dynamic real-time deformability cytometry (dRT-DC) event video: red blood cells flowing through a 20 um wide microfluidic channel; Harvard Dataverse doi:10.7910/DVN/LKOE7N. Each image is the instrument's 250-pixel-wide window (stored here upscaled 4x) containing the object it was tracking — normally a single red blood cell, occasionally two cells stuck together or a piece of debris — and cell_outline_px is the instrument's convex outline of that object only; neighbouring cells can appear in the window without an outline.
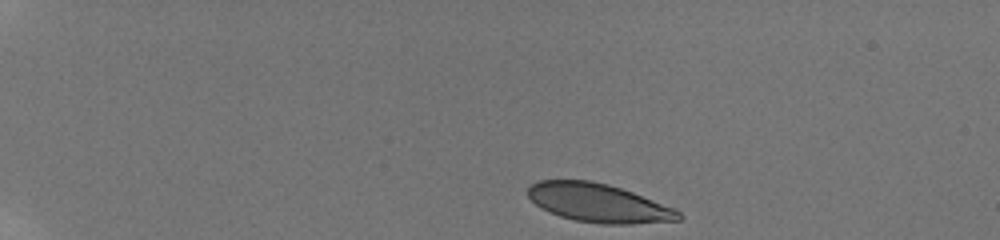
{"species": "human", "species_latin": "Homo sapiens", "temperature_condition": "room temperature", "stored_images_in_passage": 26, "camera_frame_rate_fps": 3000, "um_per_image_px": 0.085, "donor": {"sex": "male"}, "frame": {"image": 1, "passage_image": 1, "time_ms": 0.0, "image_size_px": [1000, 240], "cell_outline_px": [[684, 216], [680, 220], [632, 224], [600, 224], [576, 220], [560, 216], [540, 208], [528, 196], [528, 188], [532, 184], [540, 180], [588, 180], [608, 184], [632, 192], [676, 208]], "centroid_in_image_um": [50.9, 17.26], "position_along_channel_um": 34.1, "area_um2": 33.87}}
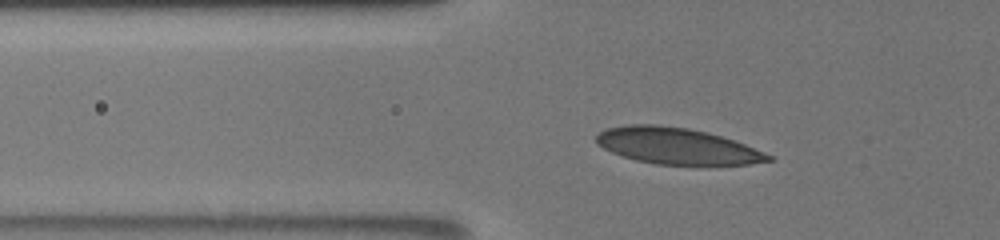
{"frame": {"image": 2, "passage_image": 18, "time_ms": 3.333, "image_size_px": [1000, 240], "cell_outline_px": [[776, 160], [748, 164], [656, 164], [636, 160], [612, 152], [596, 144], [596, 136], [600, 132], [608, 128], [628, 124], [660, 124], [688, 128], [708, 132], [744, 144], [764, 152], [772, 156]], "centroid_in_image_um": [57.52, 12.4], "position_along_channel_um": 68.3, "area_um2": 36.07}}
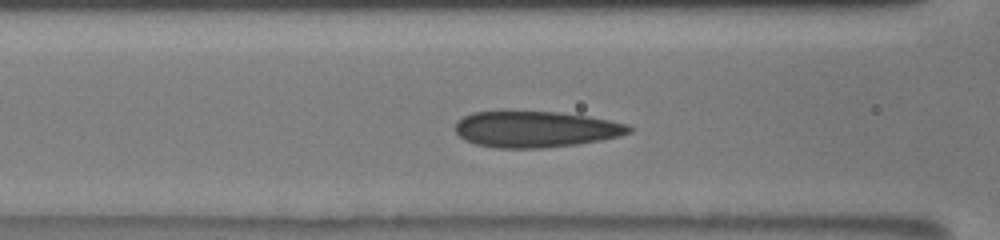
{"frame": {"image": 3, "passage_image": 25, "time_ms": 5.0, "image_size_px": [1000, 240], "cell_outline_px": [[632, 132], [620, 136], [600, 140], [576, 144], [544, 148], [496, 148], [476, 144], [464, 140], [456, 132], [456, 120], [472, 112], [560, 112], [588, 116], [628, 124], [632, 128]], "centroid_in_image_um": [45.53, 10.99], "position_along_channel_um": 121.1, "area_um2": 36.53}}